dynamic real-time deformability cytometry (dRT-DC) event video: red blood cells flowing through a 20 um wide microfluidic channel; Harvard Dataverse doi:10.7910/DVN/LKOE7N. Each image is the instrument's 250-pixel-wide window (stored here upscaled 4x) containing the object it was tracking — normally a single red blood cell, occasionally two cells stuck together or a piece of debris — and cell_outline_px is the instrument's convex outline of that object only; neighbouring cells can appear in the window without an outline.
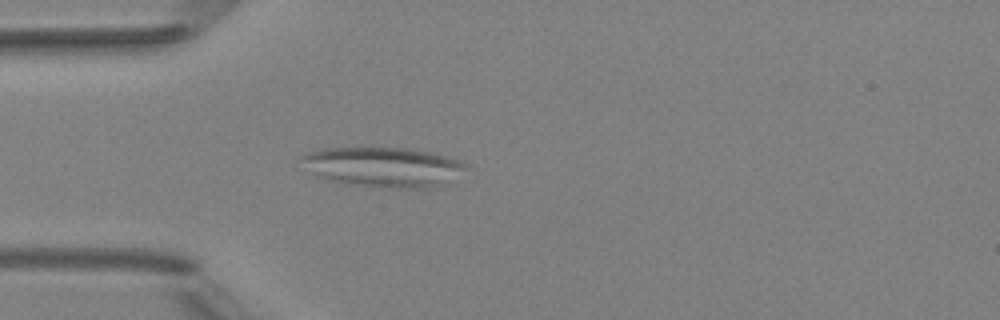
{"species": "Egyptian fruit bat (a non-hibernating species)", "species_latin": "Rousettus aegyptiacus", "temperature_condition": "room temperature", "stored_images_in_passage": 49, "camera_frame_rate_fps": 3000, "um_per_image_px": 0.085, "animal": {"sex": "female"}, "frame": {"image": 1, "passage_image": 13, "time_ms": 4.0, "image_size_px": [1000, 320], "cell_outline_px": [[468, 168], [448, 184], [436, 188], [380, 188], [344, 184], [320, 176], [312, 172], [300, 156], [308, 152], [324, 148], [408, 148], [428, 152], [460, 160], [468, 164]], "centroid_in_image_um": [32.68, 14.22], "position_along_channel_um": 52.3, "area_um2": 38.32}}
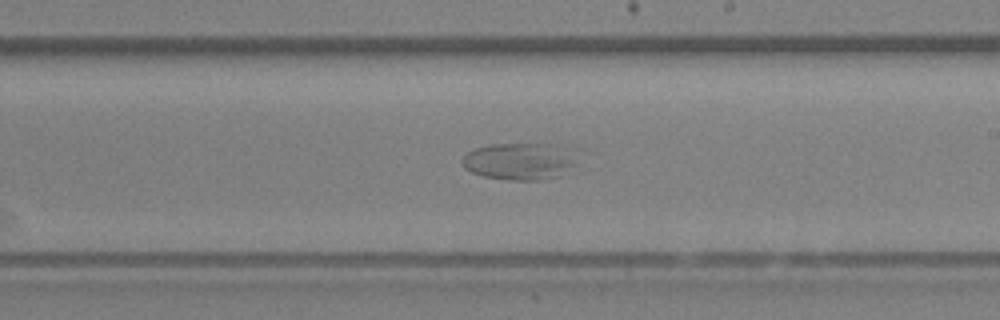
{"frame": {"image": 2, "passage_image": 28, "time_ms": 9.0, "image_size_px": [1000, 320], "cell_outline_px": [[580, 172], [544, 180], [512, 180], [484, 176], [472, 172], [464, 168], [460, 160], [468, 152], [476, 148], [492, 144], [552, 144], [576, 164]], "centroid_in_image_um": [44.14, 13.76], "position_along_channel_um": 244.9, "area_um2": 24.51}}
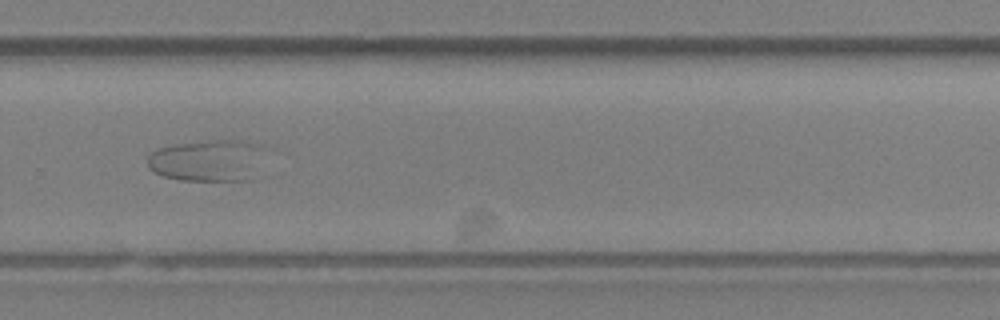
{"frame": {"image": 3, "passage_image": 33, "time_ms": 10.667, "image_size_px": [1000, 320], "cell_outline_px": [[264, 144], [248, 180], [180, 180], [164, 176], [148, 168], [148, 156], [152, 152], [160, 148], [180, 144], [212, 140], [240, 140]], "centroid_in_image_um": [17.57, 13.63], "position_along_channel_um": 312.2, "area_um2": 27.63}}